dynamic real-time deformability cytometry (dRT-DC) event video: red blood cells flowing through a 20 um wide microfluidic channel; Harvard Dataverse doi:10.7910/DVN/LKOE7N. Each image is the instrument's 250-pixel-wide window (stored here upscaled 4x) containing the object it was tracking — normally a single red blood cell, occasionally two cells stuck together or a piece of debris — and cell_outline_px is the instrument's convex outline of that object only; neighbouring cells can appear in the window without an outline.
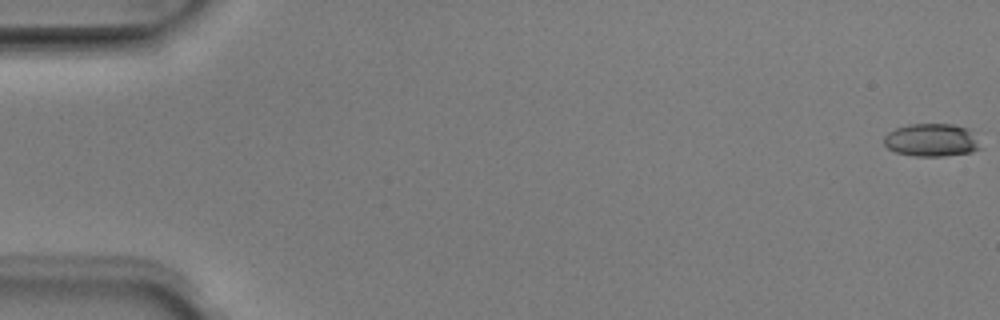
{"species": "Egyptian fruit bat (a non-hibernating species)", "species_latin": "Rousettus aegyptiacus", "temperature_condition": "room temperature", "stored_images_in_passage": 52, "camera_frame_rate_fps": 3000, "um_per_image_px": 0.085, "animal": {"sex": "male"}, "frame": {"image": 1, "passage_image": 1, "time_ms": 0.0, "image_size_px": [1000, 320], "cell_outline_px": [[980, 148], [972, 152], [944, 156], [912, 156], [896, 152], [888, 148], [884, 144], [884, 136], [888, 132], [896, 128], [908, 124], [956, 124], [972, 128]], "centroid_in_image_um": [79.2, 11.89], "position_along_channel_um": 5.8, "area_um2": 18.73}}
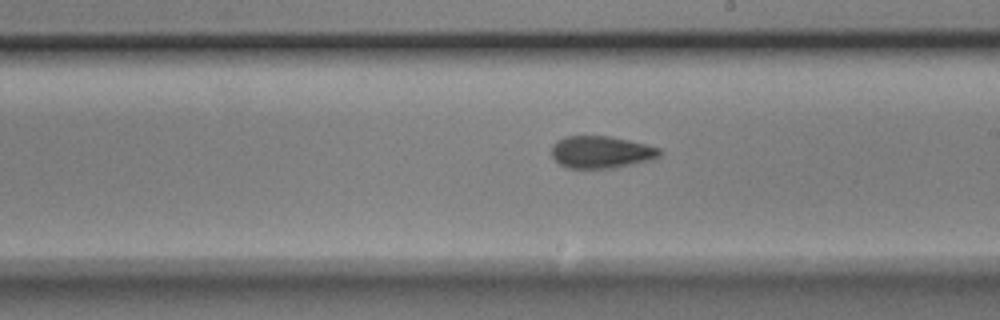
{"frame": {"image": 2, "passage_image": 30, "time_ms": 9.667, "image_size_px": [1000, 320], "cell_outline_px": [[660, 156], [652, 160], [616, 168], [568, 168], [560, 164], [552, 156], [552, 144], [556, 140], [564, 136], [608, 136], [628, 140], [660, 148]], "centroid_in_image_um": [51.09, 12.93], "position_along_channel_um": 237.9, "area_um2": 20.35}}
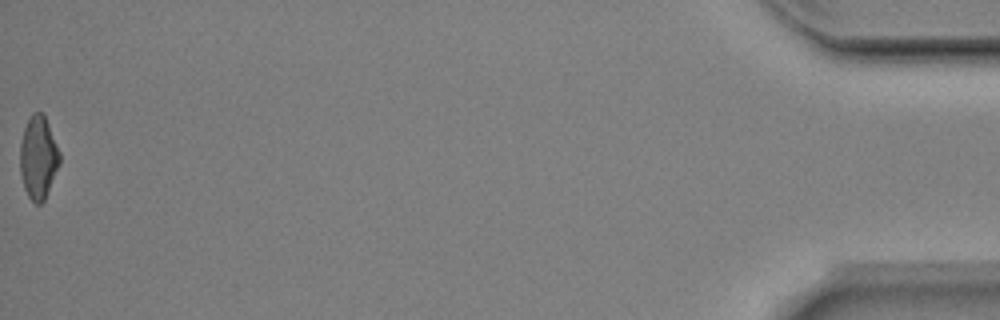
{"frame": {"image": 3, "passage_image": 52, "time_ms": 17.0, "image_size_px": [1000, 320], "cell_outline_px": [[60, 164], [44, 200], [40, 204], [36, 204], [28, 196], [24, 188], [20, 172], [20, 144], [24, 128], [32, 112], [44, 112], [60, 152]], "centroid_in_image_um": [3.26, 13.36], "position_along_channel_um": 431.9, "area_um2": 19.25}, "authors_computed_cell_mechanics": {"area_um2": 19.7098, "velocity_mm_per_s": 3.9966, "shape_relaxation_time_tau1_ms": 7.6563, "shape_relaxation_time_tau2_ms": 2.6585, "deformation_change_tau1": 0.1982, "deformation_change_tau2": 0.1006}}